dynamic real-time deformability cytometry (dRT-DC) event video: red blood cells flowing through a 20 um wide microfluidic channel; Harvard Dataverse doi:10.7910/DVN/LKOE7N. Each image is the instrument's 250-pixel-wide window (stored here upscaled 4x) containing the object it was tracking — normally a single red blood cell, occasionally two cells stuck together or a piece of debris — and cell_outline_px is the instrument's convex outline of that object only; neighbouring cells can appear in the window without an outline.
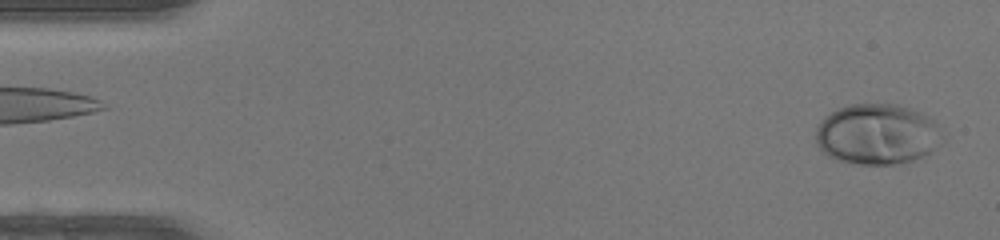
{"species": "human", "species_latin": "Homo sapiens", "temperature_condition": "warm", "stored_images_in_passage": 46, "camera_frame_rate_fps": 3000, "um_per_image_px": 0.085, "donor": {"sex": "female"}, "frame": {"image": 1, "passage_image": 1, "time_ms": 0.0, "image_size_px": [1000, 240], "cell_outline_px": [[944, 140], [940, 144], [924, 156], [912, 160], [892, 164], [860, 164], [836, 160], [828, 156], [816, 144], [816, 128], [824, 116], [836, 108], [848, 104], [896, 104], [920, 112], [928, 116], [936, 124]], "centroid_in_image_um": [74.53, 11.4], "position_along_channel_um": 10.5, "area_um2": 44.8}}
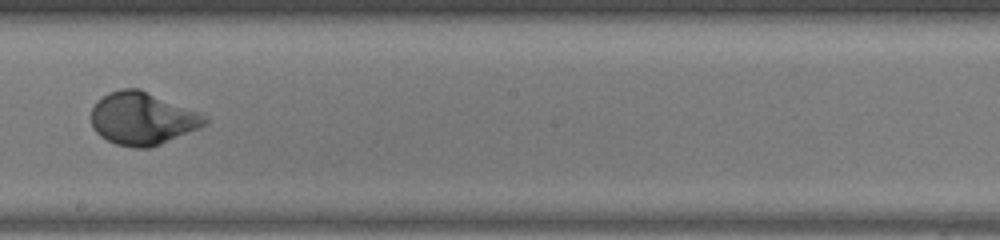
{"frame": {"image": 2, "passage_image": 26, "time_ms": 8.333, "image_size_px": [1000, 240], "cell_outline_px": [[208, 124], [200, 128], [160, 144], [148, 148], [136, 148], [116, 144], [100, 136], [92, 128], [92, 108], [96, 100], [108, 92], [120, 88], [140, 88], [200, 112], [208, 116]], "centroid_in_image_um": [12.12, 10.06], "position_along_channel_um": 236.1, "area_um2": 35.2}}
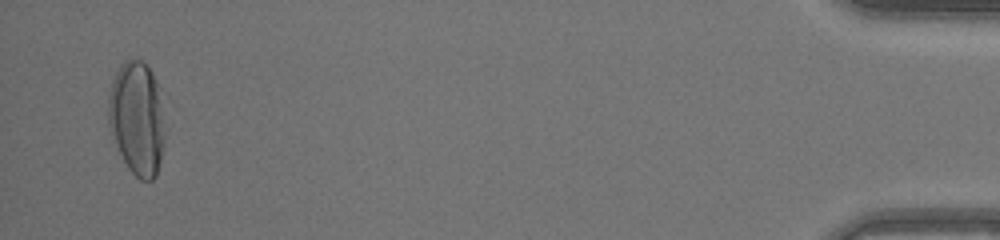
{"frame": {"image": 3, "passage_image": 45, "time_ms": 14.667, "image_size_px": [1000, 240], "cell_outline_px": [[168, 128], [164, 148], [156, 176], [152, 180], [140, 180], [128, 168], [116, 144], [108, 120], [108, 96], [112, 80], [116, 72], [124, 60], [140, 60], [152, 72], [156, 80]], "centroid_in_image_um": [11.7, 10.07], "position_along_channel_um": 423.5, "area_um2": 37.92}, "authors_computed_cell_mechanics": {"area_um2": 34.6222, "velocity_mm_per_s": 4.3544, "shape_relaxation_time_tau1_ms": 3.4878, "shape_relaxation_time_tau2_ms": null, "deformation_change_tau1": 0.207, "deformation_change_tau2": null}}